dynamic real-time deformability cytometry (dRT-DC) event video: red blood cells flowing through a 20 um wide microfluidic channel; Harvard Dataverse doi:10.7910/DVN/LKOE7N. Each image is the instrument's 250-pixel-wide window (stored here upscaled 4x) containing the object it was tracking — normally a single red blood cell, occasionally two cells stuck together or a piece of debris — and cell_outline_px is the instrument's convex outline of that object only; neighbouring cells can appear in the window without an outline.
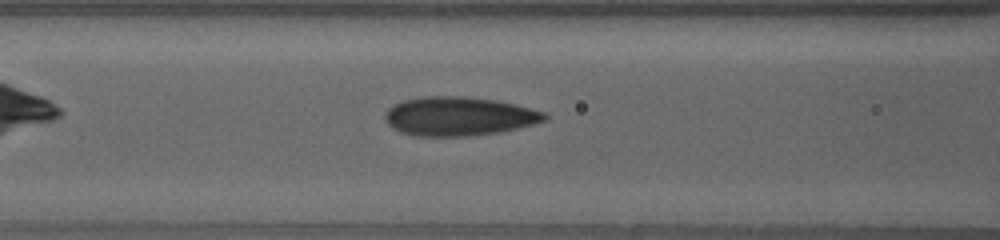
{"species": "human", "species_latin": "Homo sapiens", "temperature_condition": "warm", "stored_images_in_passage": 30, "camera_frame_rate_fps": 3000, "um_per_image_px": 0.085, "donor": {"sex": "female"}, "frame": {"image": 1, "passage_image": 3, "time_ms": 0.667, "image_size_px": [1000, 240], "cell_outline_px": [[548, 116], [544, 120], [532, 124], [500, 132], [468, 136], [412, 136], [400, 132], [392, 128], [388, 124], [384, 116], [388, 108], [392, 104], [404, 100], [424, 96], [464, 96], [500, 100], [516, 104], [544, 112]], "centroid_in_image_um": [38.97, 9.88], "position_along_channel_um": 127.6, "area_um2": 36.36}}
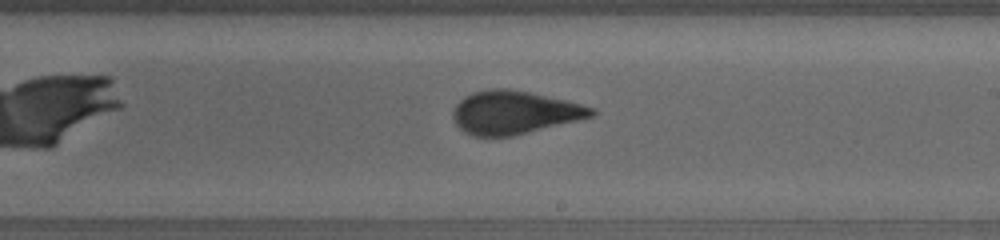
{"frame": {"image": 2, "passage_image": 15, "time_ms": 4.667, "image_size_px": [1000, 240], "cell_outline_px": [[596, 112], [592, 116], [512, 136], [476, 136], [464, 132], [456, 124], [452, 116], [452, 112], [456, 104], [464, 96], [472, 92], [488, 88], [508, 88], [528, 92], [564, 100], [580, 104], [592, 108]], "centroid_in_image_um": [43.63, 9.55], "position_along_channel_um": 245.4, "area_um2": 34.39}}
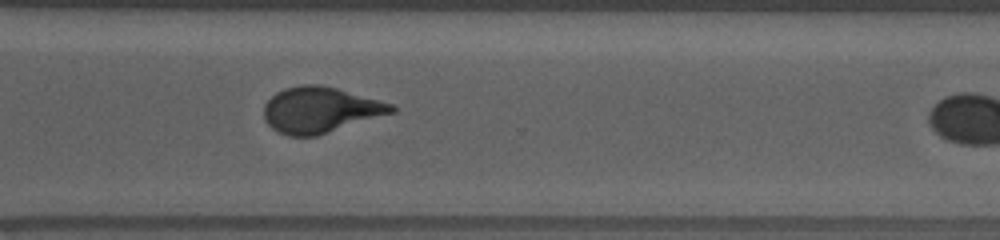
{"frame": {"image": 3, "passage_image": 25, "time_ms": 8.0, "image_size_px": [1000, 240], "cell_outline_px": [[396, 112], [316, 136], [288, 136], [272, 128], [264, 120], [264, 104], [276, 92], [284, 88], [300, 84], [320, 84], [336, 88], [392, 104], [396, 108]], "centroid_in_image_um": [27.2, 9.34], "position_along_channel_um": 343.4, "area_um2": 33.99}}